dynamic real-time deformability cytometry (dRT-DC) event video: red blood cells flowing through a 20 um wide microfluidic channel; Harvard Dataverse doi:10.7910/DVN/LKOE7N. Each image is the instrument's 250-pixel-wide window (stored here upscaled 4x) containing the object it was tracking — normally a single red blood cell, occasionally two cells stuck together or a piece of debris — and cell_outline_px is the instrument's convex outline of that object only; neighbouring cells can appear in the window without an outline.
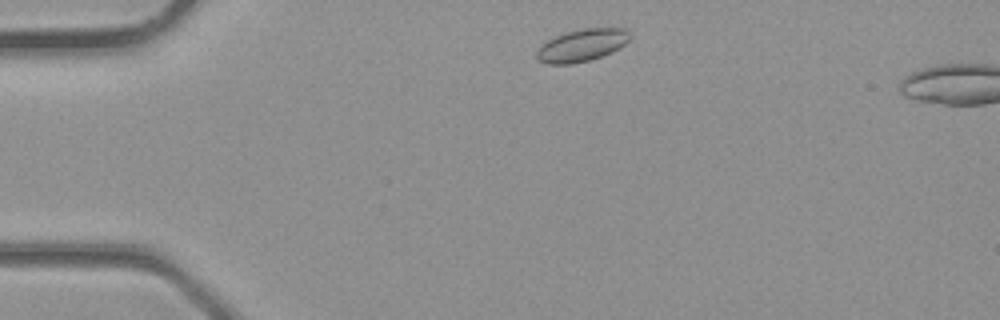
{"species": "common noctule bat (a hibernating species)", "species_latin": "Nyctalus noctula", "temperature_condition": "room temperature", "stored_images_in_passage": 2, "camera_frame_rate_fps": 3000, "um_per_image_px": 0.085, "animal": {"sex": "male", "body_mass_g": 23.1, "forearm_length_mm": 52.7}, "frame": {"image": 1, "passage_image": 1, "time_ms": 0.0, "image_size_px": [1000, 320], "cell_outline_px": [[632, 36], [620, 48], [612, 52], [588, 60], [572, 64], [548, 64], [540, 60], [536, 56], [536, 52], [548, 40], [556, 36], [568, 32], [584, 28], [624, 28]], "centroid_in_image_um": [49.49, 3.85], "position_along_channel_um": 35.5, "area_um2": 17.22}}